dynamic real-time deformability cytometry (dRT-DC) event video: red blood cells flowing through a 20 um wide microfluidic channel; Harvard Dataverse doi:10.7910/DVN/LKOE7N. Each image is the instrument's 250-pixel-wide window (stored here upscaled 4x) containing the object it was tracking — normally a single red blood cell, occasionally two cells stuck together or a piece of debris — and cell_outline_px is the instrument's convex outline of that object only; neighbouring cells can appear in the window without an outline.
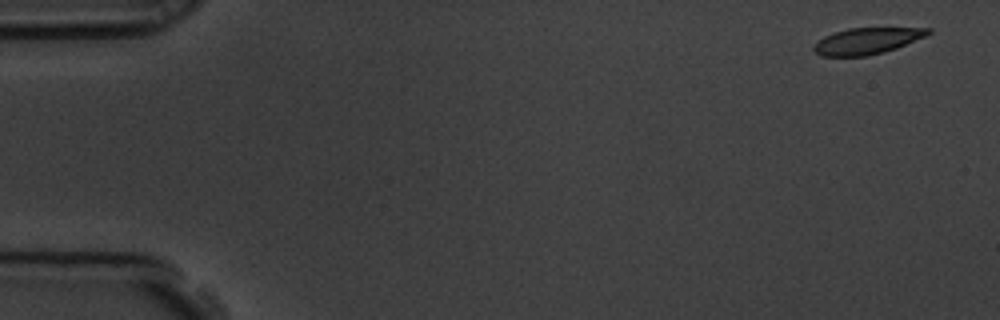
{"species": "common noctule bat (a hibernating species)", "species_latin": "Nyctalus noctula", "temperature_condition": "room temperature", "stored_images_in_passage": 5, "camera_frame_rate_fps": 3000, "um_per_image_px": 0.085, "animal": {"sex": "male", "body_mass_g": 19.5, "forearm_length_mm": 54.6}, "frame": {"image": 1, "passage_image": 1, "time_ms": 0.0, "image_size_px": [1000, 320], "cell_outline_px": [[932, 32], [924, 36], [896, 48], [884, 52], [864, 56], [820, 56], [812, 48], [812, 44], [824, 36], [848, 28], [932, 28]], "centroid_in_image_um": [73.64, 3.48], "position_along_channel_um": 11.4, "area_um2": 17.4}}
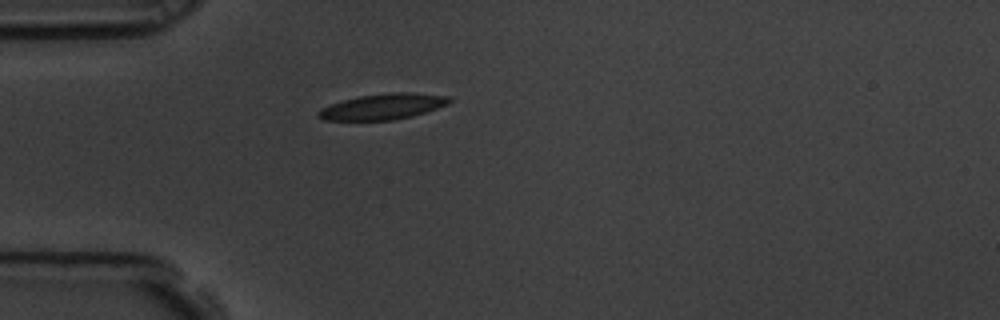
{"frame": {"image": 2, "passage_image": 5, "time_ms": 1.333, "image_size_px": [1000, 320], "cell_outline_px": [[452, 100], [448, 104], [412, 116], [392, 120], [324, 120], [316, 116], [316, 112], [320, 108], [344, 100], [360, 96], [392, 92], [412, 92], [452, 96]], "centroid_in_image_um": [32.56, 9.05], "position_along_channel_um": 52.4, "area_um2": 19.65}}